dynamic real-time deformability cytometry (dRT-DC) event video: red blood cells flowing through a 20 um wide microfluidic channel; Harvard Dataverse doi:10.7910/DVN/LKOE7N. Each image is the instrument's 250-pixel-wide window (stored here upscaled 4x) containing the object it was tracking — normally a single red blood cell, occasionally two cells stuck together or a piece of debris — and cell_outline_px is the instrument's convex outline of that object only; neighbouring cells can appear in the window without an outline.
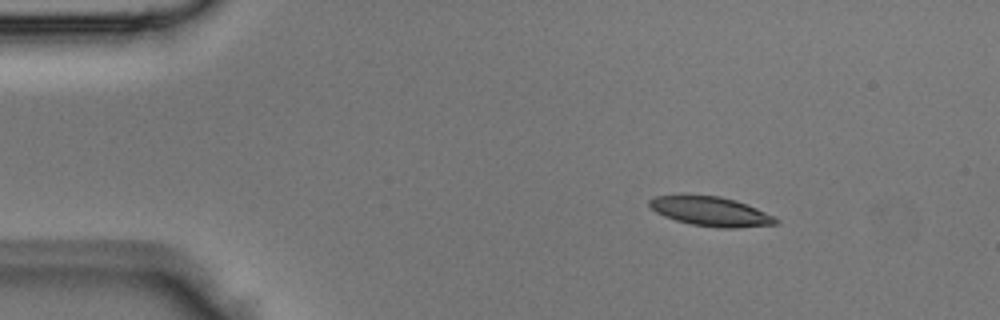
{"species": "Egyptian fruit bat (a non-hibernating species)", "species_latin": "Rousettus aegyptiacus", "temperature_condition": "room temperature", "stored_images_in_passage": 4, "camera_frame_rate_fps": 3000, "um_per_image_px": 0.085, "animal": {"sex": "male"}, "frame": {"image": 1, "passage_image": 1, "time_ms": 0.0, "image_size_px": [1000, 320], "cell_outline_px": [[780, 220], [776, 224], [736, 228], [720, 228], [692, 224], [676, 220], [664, 216], [656, 212], [648, 204], [648, 200], [656, 196], [720, 196], [736, 200], [756, 208]], "centroid_in_image_um": [60.42, 17.98], "position_along_channel_um": 24.6, "area_um2": 21.21}}
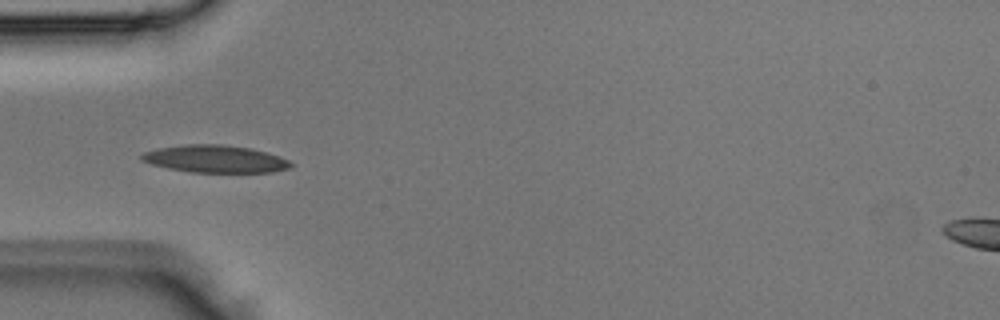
{"frame": {"image": 2, "passage_image": 3, "time_ms": 0.667, "image_size_px": [1000, 320], "cell_outline_px": [[292, 168], [272, 172], [188, 172], [168, 168], [152, 164], [140, 160], [140, 156], [144, 152], [160, 148], [184, 144], [220, 144], [252, 148], [280, 156], [288, 160], [292, 164]], "centroid_in_image_um": [18.31, 13.51], "position_along_channel_um": 66.7, "area_um2": 23.87}}
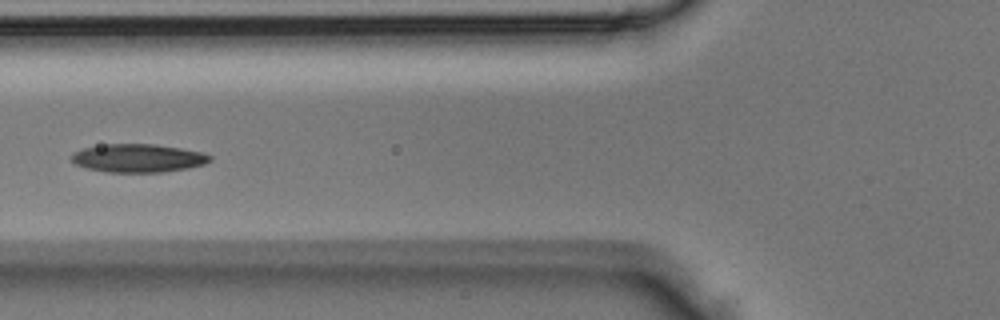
{"frame": {"image": 3, "passage_image": 4, "time_ms": 1.0, "image_size_px": [1000, 320], "cell_outline_px": [[212, 160], [204, 164], [188, 168], [160, 172], [108, 172], [88, 168], [76, 164], [72, 160], [72, 152], [84, 148], [104, 144], [156, 144], [204, 152], [212, 156]], "centroid_in_image_um": [11.77, 13.43], "position_along_channel_um": 114.0, "area_um2": 22.77}}